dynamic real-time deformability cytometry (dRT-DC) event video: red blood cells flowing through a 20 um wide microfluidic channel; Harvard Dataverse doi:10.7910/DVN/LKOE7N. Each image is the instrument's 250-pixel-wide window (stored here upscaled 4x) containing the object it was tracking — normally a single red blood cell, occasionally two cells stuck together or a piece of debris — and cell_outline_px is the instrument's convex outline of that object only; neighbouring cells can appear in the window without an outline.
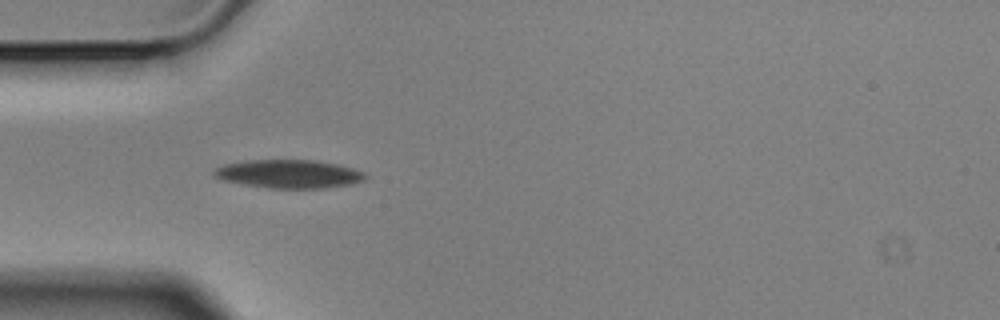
{"species": "Egyptian fruit bat (a non-hibernating species)", "species_latin": "Rousettus aegyptiacus", "temperature_condition": "cold", "stored_images_in_passage": 7, "camera_frame_rate_fps": 3000, "um_per_image_px": 0.085, "animal": {"sex": "male"}, "frame": {"image": 1, "passage_image": 5, "time_ms": 1.333, "image_size_px": [1000, 320], "cell_outline_px": [[368, 176], [364, 180], [352, 184], [324, 188], [268, 188], [244, 184], [224, 180], [212, 176], [212, 172], [216, 168], [224, 164], [244, 160], [316, 160], [336, 164], [352, 168], [364, 172]], "centroid_in_image_um": [24.55, 14.78], "position_along_channel_um": 60.5, "area_um2": 25.09}}
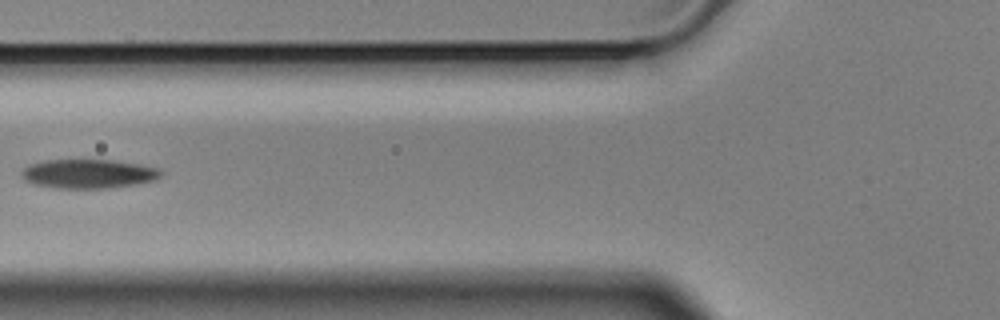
{"frame": {"image": 2, "passage_image": 6, "time_ms": 1.667, "image_size_px": [1000, 320], "cell_outline_px": [[164, 172], [156, 180], [136, 184], [108, 188], [56, 188], [32, 184], [24, 180], [20, 176], [20, 172], [28, 164], [44, 160], [112, 160], [140, 164], [160, 168]], "centroid_in_image_um": [7.5, 14.77], "position_along_channel_um": 118.3, "area_um2": 23.93}}
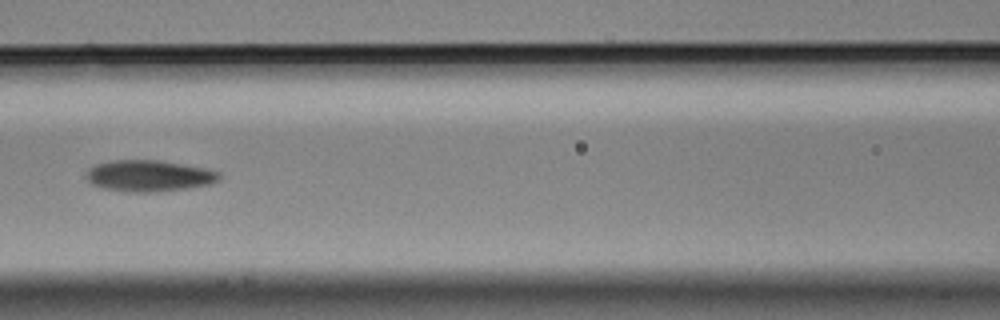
{"frame": {"image": 3, "passage_image": 7, "time_ms": 2.0, "image_size_px": [1000, 320], "cell_outline_px": [[220, 180], [212, 184], [188, 188], [152, 192], [132, 192], [104, 188], [92, 184], [84, 176], [88, 168], [96, 164], [112, 160], [160, 160], [208, 168], [220, 172]], "centroid_in_image_um": [12.69, 14.93], "position_along_channel_um": 153.9, "area_um2": 24.51}}